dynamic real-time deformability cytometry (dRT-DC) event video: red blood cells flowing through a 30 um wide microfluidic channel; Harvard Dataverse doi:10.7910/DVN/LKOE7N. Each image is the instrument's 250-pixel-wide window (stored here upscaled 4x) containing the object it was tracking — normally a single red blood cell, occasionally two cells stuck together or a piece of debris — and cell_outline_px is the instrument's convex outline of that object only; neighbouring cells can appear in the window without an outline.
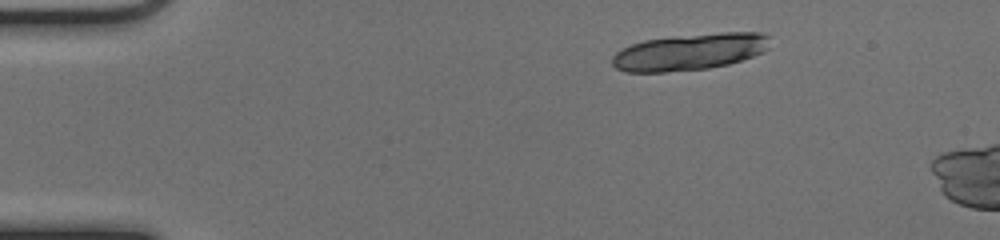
{"species": "common noctule bat (a hibernating species)", "species_latin": "Nyctalus noctula", "temperature_condition": "cold", "stored_images_in_passage": 8, "camera_frame_rate_fps": 3000, "um_per_image_px": 0.085, "animal": {"sex": "female", "body_mass_g": 17.0, "forearm_length_mm": 48.0}, "frame": {"image": 1, "passage_image": 1, "time_ms": 0.0, "image_size_px": [1000, 240], "cell_outline_px": [[760, 36], [752, 52], [748, 56], [724, 64], [700, 68], [656, 72], [632, 72], [620, 68], [616, 64], [616, 56], [620, 52], [636, 44], [652, 40], [700, 36]], "centroid_in_image_um": [58.23, 4.52], "position_along_channel_um": 26.8, "area_um2": 27.92}}